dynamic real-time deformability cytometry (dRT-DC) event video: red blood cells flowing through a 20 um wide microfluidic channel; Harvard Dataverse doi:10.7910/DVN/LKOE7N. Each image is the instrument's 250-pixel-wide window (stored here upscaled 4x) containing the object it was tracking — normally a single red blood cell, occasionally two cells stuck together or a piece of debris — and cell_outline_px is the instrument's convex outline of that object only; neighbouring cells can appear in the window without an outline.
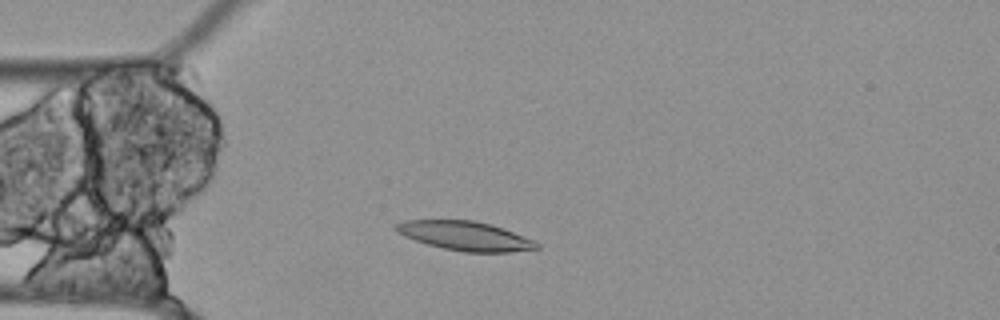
{"species": "Egyptian fruit bat (a non-hibernating species)", "species_latin": "Rousettus aegyptiacus", "temperature_condition": "cold", "stored_images_in_passage": 53, "segment_of_instrument_passage": [1, 2], "camera_frame_rate_fps": 3000, "um_per_image_px": 0.085, "animal": {"sex": "female"}, "frame": {"image": 1, "passage_image": 10, "time_ms": 3.0, "image_size_px": [1000, 320], "cell_outline_px": [[540, 248], [508, 252], [464, 252], [444, 248], [428, 244], [404, 236], [396, 232], [392, 228], [396, 224], [404, 220], [476, 220], [492, 224], [504, 228], [532, 240], [540, 244]], "centroid_in_image_um": [39.52, 20.04], "position_along_channel_um": 45.5, "area_um2": 23.87}}
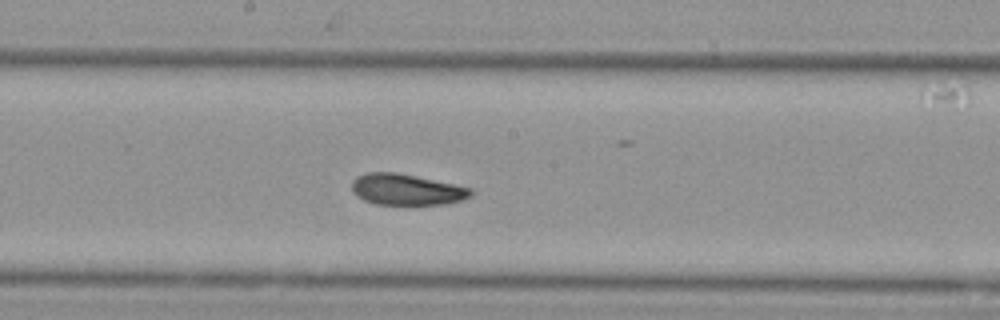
{"frame": {"image": 2, "passage_image": 25, "time_ms": 8.0, "image_size_px": [1000, 320], "cell_outline_px": [[476, 192], [472, 196], [464, 200], [448, 204], [376, 204], [364, 200], [356, 196], [352, 192], [352, 180], [356, 176], [368, 172], [396, 172], [456, 184], [472, 188]], "centroid_in_image_um": [34.6, 16.11], "position_along_channel_um": 213.6, "area_um2": 21.91}}
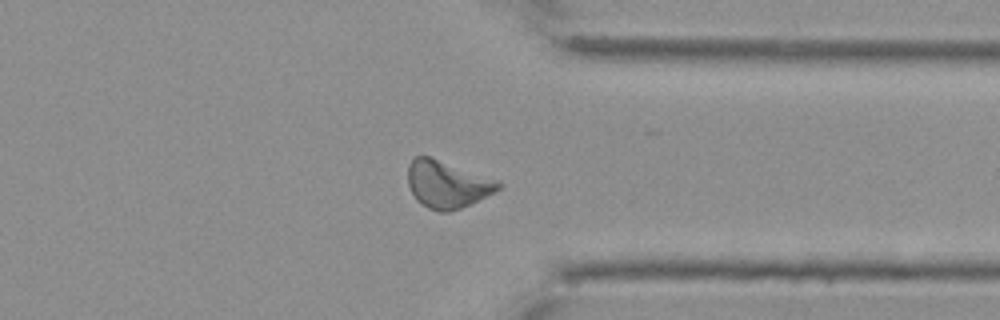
{"frame": {"image": 3, "passage_image": 39, "time_ms": 12.667, "image_size_px": [1000, 320], "cell_outline_px": [[504, 184], [496, 192], [460, 208], [448, 212], [440, 212], [428, 208], [416, 200], [408, 184], [408, 164], [416, 156], [432, 156], [500, 180]], "centroid_in_image_um": [38.04, 15.64], "position_along_channel_um": 373.4, "area_um2": 25.26}}